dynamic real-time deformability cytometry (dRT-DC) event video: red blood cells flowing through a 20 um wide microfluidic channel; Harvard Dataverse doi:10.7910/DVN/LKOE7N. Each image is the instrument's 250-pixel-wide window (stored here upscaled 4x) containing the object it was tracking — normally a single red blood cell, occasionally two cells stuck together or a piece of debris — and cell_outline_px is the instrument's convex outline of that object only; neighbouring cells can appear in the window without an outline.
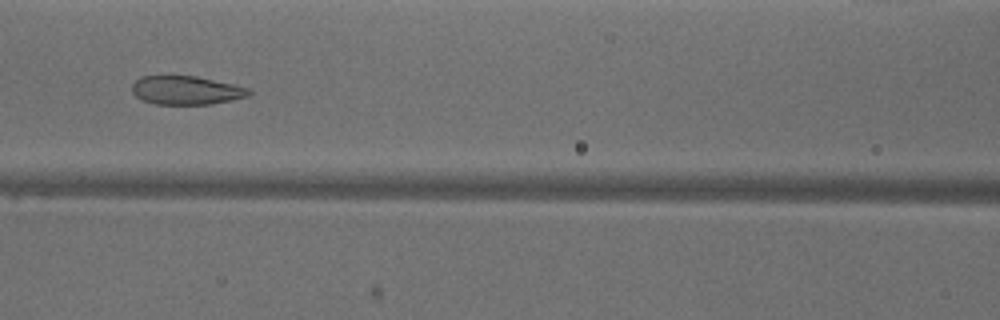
{"species": "common noctule bat (a hibernating species)", "species_latin": "Nyctalus noctula", "temperature_condition": "warm", "stored_images_in_passage": 44, "camera_frame_rate_fps": 3000, "um_per_image_px": 0.085, "animal": {"sex": "male", "body_mass_g": 18.8}, "frame": {"image": 1, "passage_image": 15, "time_ms": 4.667, "image_size_px": [1000, 320], "cell_outline_px": [[252, 92], [248, 96], [232, 100], [212, 104], [156, 104], [140, 100], [132, 92], [132, 84], [140, 76], [196, 76], [252, 88]], "centroid_in_image_um": [15.84, 7.67], "position_along_channel_um": 150.8, "area_um2": 19.65}}
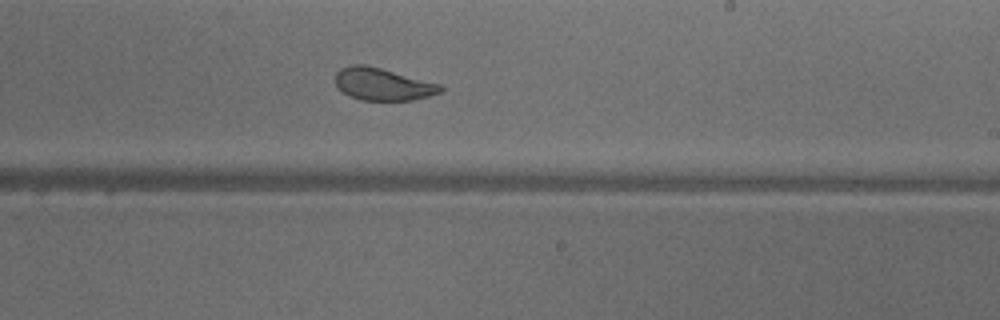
{"frame": {"image": 2, "passage_image": 23, "time_ms": 7.333, "image_size_px": [1000, 320], "cell_outline_px": [[444, 92], [412, 100], [360, 100], [348, 96], [336, 84], [336, 72], [340, 68], [352, 64], [364, 64], [380, 68], [440, 84], [444, 88]], "centroid_in_image_um": [32.54, 7.16], "position_along_channel_um": 256.5, "area_um2": 19.71}}
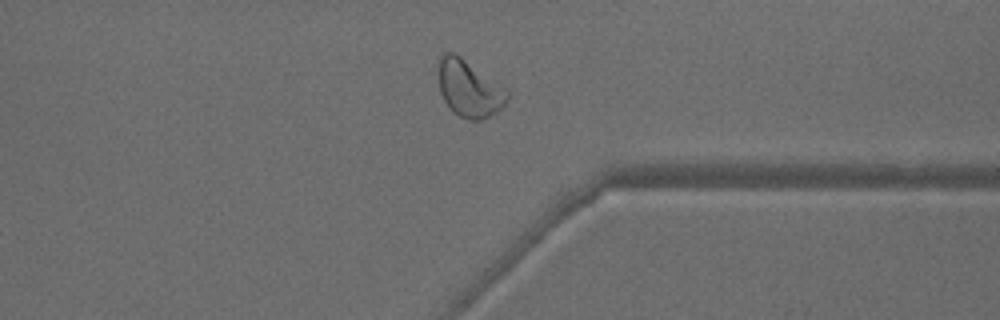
{"frame": {"image": 3, "passage_image": 32, "time_ms": 10.333, "image_size_px": [1000, 320], "cell_outline_px": [[508, 100], [496, 112], [484, 120], [468, 120], [452, 112], [444, 100], [440, 92], [436, 72], [440, 56], [444, 52], [456, 52], [504, 88], [508, 92]], "centroid_in_image_um": [39.81, 7.51], "position_along_channel_um": 371.6, "area_um2": 23.0}, "authors_computed_cell_mechanics": {"area_um2": 22.7154, "velocity_mm_per_s": 3.9751, "shape_relaxation_time_tau1_ms": 7.1229, "shape_relaxation_time_tau2_ms": 1.028, "deformation_change_tau1": 0.1677, "deformation_change_tau2": 0.0795}}